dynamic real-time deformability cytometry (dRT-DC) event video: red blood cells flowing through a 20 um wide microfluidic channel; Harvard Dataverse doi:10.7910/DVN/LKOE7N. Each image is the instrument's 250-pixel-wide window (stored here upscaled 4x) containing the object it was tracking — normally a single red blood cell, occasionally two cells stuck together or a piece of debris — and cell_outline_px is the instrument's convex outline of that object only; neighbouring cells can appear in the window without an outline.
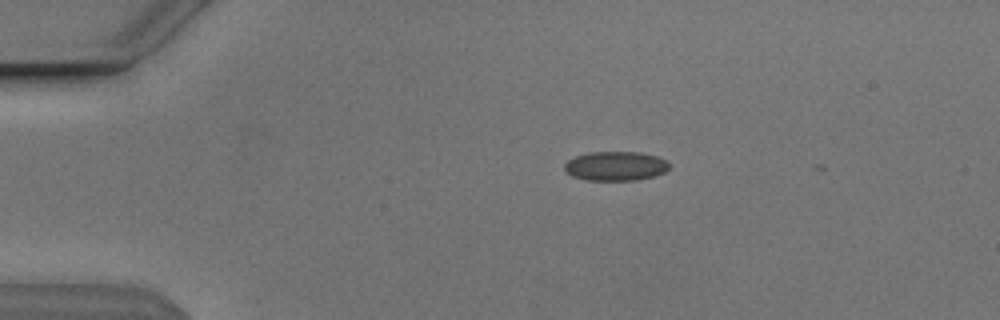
{"species": "Egyptian fruit bat (a non-hibernating species)", "species_latin": "Rousettus aegyptiacus", "temperature_condition": "cold", "stored_images_in_passage": 7, "camera_frame_rate_fps": 3000, "um_per_image_px": 0.085, "animal": {"sex": "male"}, "frame": {"image": 1, "passage_image": 1, "time_ms": 0.0, "image_size_px": [1000, 320], "cell_outline_px": [[668, 168], [664, 172], [652, 176], [636, 180], [588, 180], [572, 176], [564, 168], [564, 164], [568, 160], [576, 156], [588, 152], [640, 152], [656, 156], [664, 160], [668, 164]], "centroid_in_image_um": [52.29, 14.11], "position_along_channel_um": 32.7, "area_um2": 17.63}}